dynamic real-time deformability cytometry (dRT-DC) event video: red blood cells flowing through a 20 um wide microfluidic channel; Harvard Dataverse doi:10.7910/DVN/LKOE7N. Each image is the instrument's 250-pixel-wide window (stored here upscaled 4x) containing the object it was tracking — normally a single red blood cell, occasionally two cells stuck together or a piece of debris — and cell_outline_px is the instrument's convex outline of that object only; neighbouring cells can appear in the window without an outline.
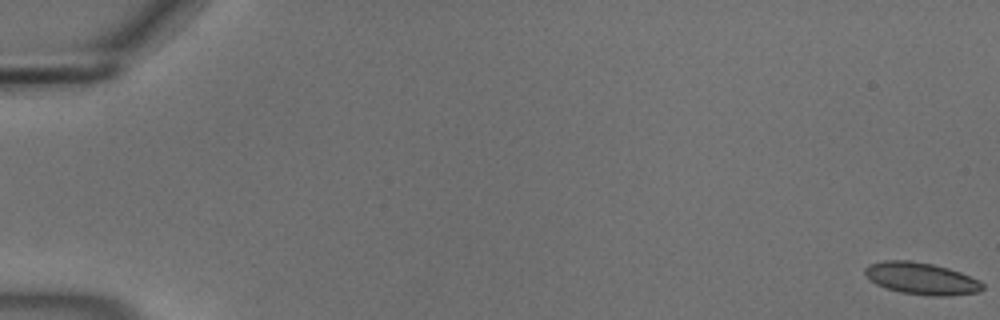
{"species": "common noctule bat (a hibernating species)", "species_latin": "Nyctalus noctula", "temperature_condition": "cold", "stored_images_in_passage": 56, "camera_frame_rate_fps": 3000, "um_per_image_px": 0.085, "animal": {"sex": "male", "body_mass_g": 18.8}, "frame": {"image": 1, "passage_image": 1, "time_ms": 0.0, "image_size_px": [1000, 320], "cell_outline_px": [[984, 288], [976, 292], [944, 296], [928, 296], [900, 292], [876, 284], [864, 272], [864, 268], [868, 264], [884, 260], [908, 260], [932, 264], [948, 268], [960, 272], [980, 280], [984, 284]], "centroid_in_image_um": [78.32, 23.66], "position_along_channel_um": 6.7, "area_um2": 21.79}}
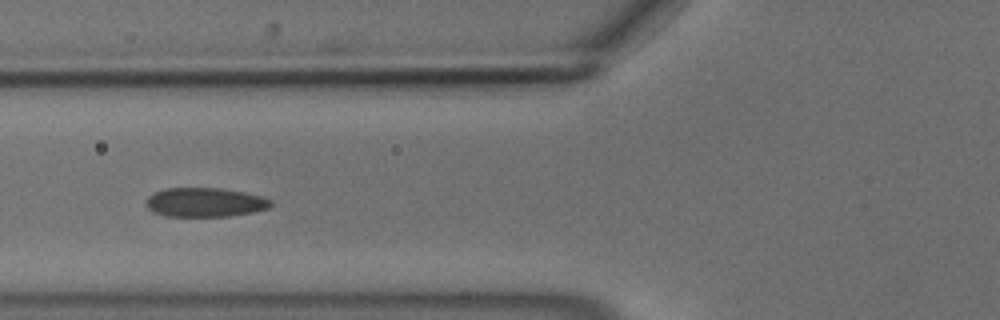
{"frame": {"image": 2, "passage_image": 23, "time_ms": 7.333, "image_size_px": [1000, 320], "cell_outline_px": [[272, 204], [268, 208], [252, 212], [228, 216], [164, 216], [152, 212], [144, 204], [148, 196], [164, 188], [224, 188], [264, 196], [272, 200]], "centroid_in_image_um": [17.41, 17.19], "position_along_channel_um": 108.4, "area_um2": 21.39}}
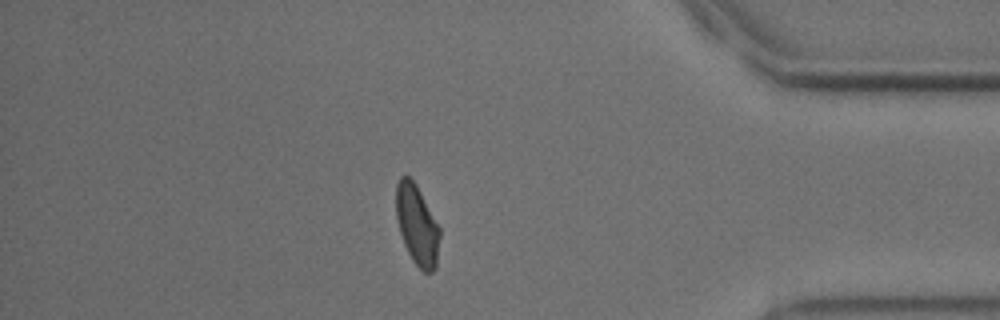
{"frame": {"image": 3, "passage_image": 49, "time_ms": 16.0, "image_size_px": [1000, 320], "cell_outline_px": [[440, 236], [436, 268], [432, 272], [424, 272], [412, 260], [404, 244], [400, 232], [396, 216], [396, 184], [400, 176], [408, 176], [416, 184], [440, 228]], "centroid_in_image_um": [35.45, 19.13], "position_along_channel_um": 399.8, "area_um2": 20.29}, "authors_computed_cell_mechanics": {"area_um2": 21.675, "velocity_mm_per_s": 3.6938, "shape_relaxation_time_tau1_ms": 7.4983, "shape_relaxation_time_tau2_ms": 1.7709, "deformation_change_tau1": 0.1426, "deformation_change_tau2": 0.06}}